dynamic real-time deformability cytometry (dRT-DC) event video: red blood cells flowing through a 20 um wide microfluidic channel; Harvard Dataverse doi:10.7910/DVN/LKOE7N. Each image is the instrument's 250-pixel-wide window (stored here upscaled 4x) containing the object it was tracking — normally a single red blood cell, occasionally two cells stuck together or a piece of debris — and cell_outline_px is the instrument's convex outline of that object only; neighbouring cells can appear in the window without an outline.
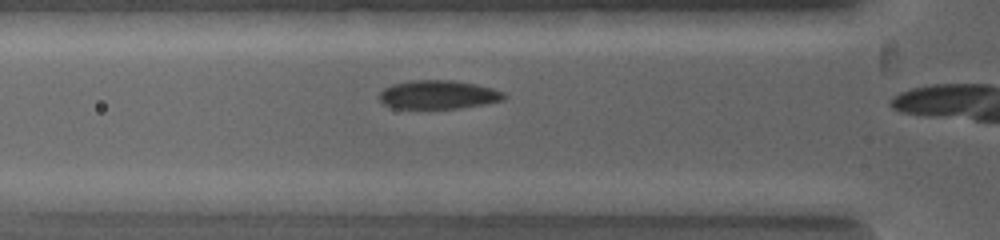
{"species": "common noctule bat (a hibernating species)", "species_latin": "Nyctalus noctula", "temperature_condition": "warm", "stored_images_in_passage": 4, "camera_frame_rate_fps": 5000, "um_per_image_px": 0.085, "animal": {"sex": "female", "body_mass_g": 19.0, "forearm_length_mm": 53.3}, "frame": {"image": 1, "passage_image": 4, "time_ms": 1.0, "image_size_px": [1000, 240], "cell_outline_px": [[504, 96], [500, 100], [484, 104], [460, 108], [392, 108], [384, 104], [380, 100], [380, 92], [384, 88], [392, 84], [412, 80], [452, 80], [492, 88], [504, 92]], "centroid_in_image_um": [37.2, 8.04], "position_along_channel_um": 88.6, "area_um2": 20.52}}